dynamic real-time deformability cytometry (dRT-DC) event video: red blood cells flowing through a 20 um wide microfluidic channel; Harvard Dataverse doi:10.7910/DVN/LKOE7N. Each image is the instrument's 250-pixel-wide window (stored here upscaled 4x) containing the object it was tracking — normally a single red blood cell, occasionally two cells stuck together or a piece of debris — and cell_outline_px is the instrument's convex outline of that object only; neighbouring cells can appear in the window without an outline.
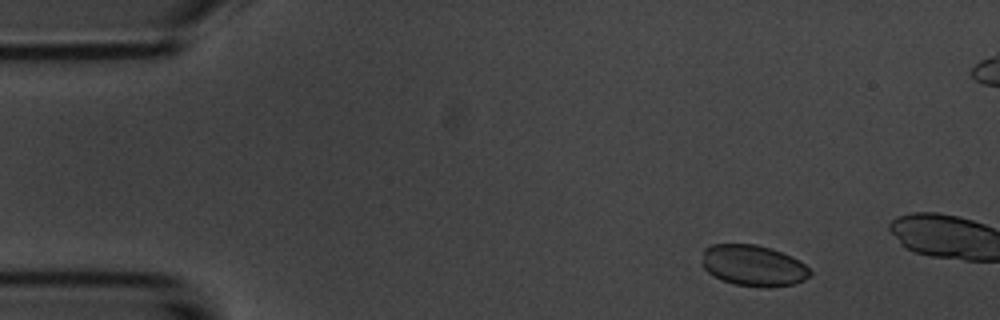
{"species": "common noctule bat (a hibernating species)", "species_latin": "Nyctalus noctula", "temperature_condition": "room temperature", "stored_images_in_passage": 4, "camera_frame_rate_fps": 3000, "um_per_image_px": 0.085, "animal": {"sex": "male", "body_mass_g": 20.1, "forearm_length_mm": 53.5}, "frame": {"image": 1, "passage_image": 2, "time_ms": 1.0, "image_size_px": [1000, 320], "cell_outline_px": [[812, 276], [796, 284], [736, 284], [720, 280], [708, 272], [704, 268], [704, 248], [712, 244], [756, 244], [772, 248], [792, 256], [804, 264], [812, 272]], "centroid_in_image_um": [64.04, 22.52], "position_along_channel_um": 21.0, "area_um2": 25.14}}